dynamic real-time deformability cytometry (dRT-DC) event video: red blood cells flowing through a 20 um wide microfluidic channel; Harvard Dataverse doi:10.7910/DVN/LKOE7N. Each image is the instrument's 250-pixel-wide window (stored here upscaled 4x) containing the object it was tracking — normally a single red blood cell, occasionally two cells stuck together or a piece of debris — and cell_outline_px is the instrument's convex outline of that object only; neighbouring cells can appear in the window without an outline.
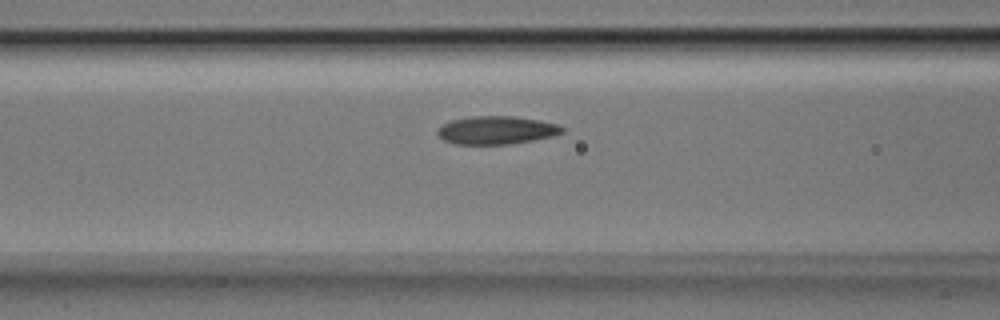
{"species": "Egyptian fruit bat (a non-hibernating species)", "species_latin": "Rousettus aegyptiacus", "temperature_condition": "room temperature", "stored_images_in_passage": 13, "camera_frame_rate_fps": 3000, "um_per_image_px": 0.085, "animal": {"sex": "male"}, "frame": {"image": 1, "passage_image": 11, "time_ms": 3.333, "image_size_px": [1000, 320], "cell_outline_px": [[564, 132], [552, 136], [532, 140], [508, 144], [452, 144], [444, 140], [436, 132], [436, 128], [452, 120], [472, 116], [512, 116], [540, 120], [560, 124], [564, 128]], "centroid_in_image_um": [42.2, 11.06], "position_along_channel_um": 124.4, "area_um2": 20.46}}